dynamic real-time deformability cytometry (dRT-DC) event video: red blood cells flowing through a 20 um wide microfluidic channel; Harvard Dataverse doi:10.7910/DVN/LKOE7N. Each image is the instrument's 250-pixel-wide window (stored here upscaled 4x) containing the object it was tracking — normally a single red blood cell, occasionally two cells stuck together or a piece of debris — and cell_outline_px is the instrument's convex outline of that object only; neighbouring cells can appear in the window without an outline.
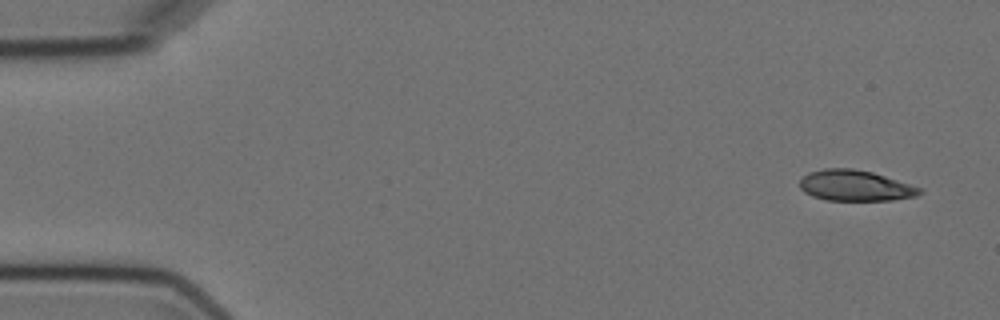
{"species": "Egyptian fruit bat (a non-hibernating species)", "species_latin": "Rousettus aegyptiacus", "temperature_condition": "cold", "stored_images_in_passage": 7, "camera_frame_rate_fps": 3000, "um_per_image_px": 0.085, "animal": {"sex": "female"}, "frame": {"image": 1, "passage_image": 1, "time_ms": 0.0, "image_size_px": [1000, 320], "cell_outline_px": [[924, 192], [916, 196], [892, 200], [824, 200], [812, 196], [804, 192], [800, 188], [800, 180], [808, 172], [824, 168], [852, 168], [872, 172], [924, 188]], "centroid_in_image_um": [72.71, 15.77], "position_along_channel_um": 12.3, "area_um2": 21.68}}
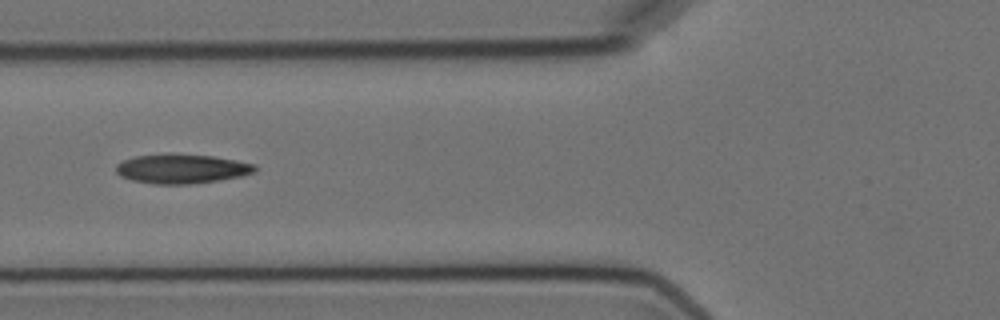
{"frame": {"image": 2, "passage_image": 6, "time_ms": 6.0, "image_size_px": [1000, 320], "cell_outline_px": [[256, 172], [240, 176], [216, 180], [188, 184], [152, 184], [132, 180], [120, 176], [116, 172], [116, 164], [124, 160], [136, 156], [168, 152], [172, 152], [212, 156], [236, 160], [256, 164]], "centroid_in_image_um": [15.42, 14.32], "position_along_channel_um": 110.4, "area_um2": 24.04}}
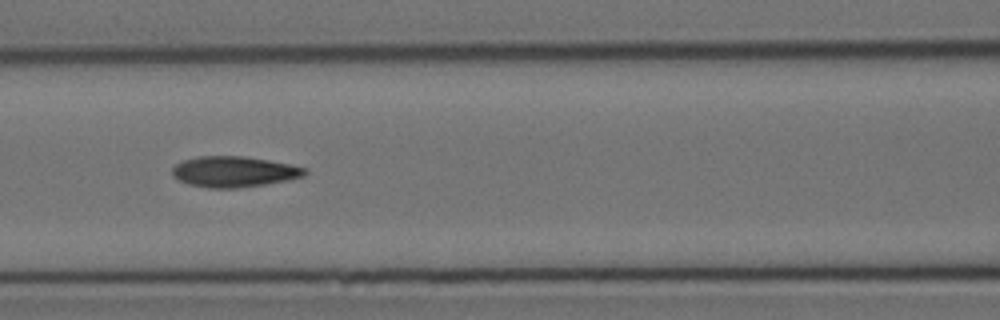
{"frame": {"image": 3, "passage_image": 7, "time_ms": 7.0, "image_size_px": [1000, 320], "cell_outline_px": [[308, 172], [304, 176], [288, 180], [264, 184], [236, 188], [208, 188], [188, 184], [172, 176], [172, 168], [176, 164], [184, 160], [200, 156], [244, 156], [268, 160], [308, 168]], "centroid_in_image_um": [19.89, 14.59], "position_along_channel_um": 146.7, "area_um2": 23.7}}